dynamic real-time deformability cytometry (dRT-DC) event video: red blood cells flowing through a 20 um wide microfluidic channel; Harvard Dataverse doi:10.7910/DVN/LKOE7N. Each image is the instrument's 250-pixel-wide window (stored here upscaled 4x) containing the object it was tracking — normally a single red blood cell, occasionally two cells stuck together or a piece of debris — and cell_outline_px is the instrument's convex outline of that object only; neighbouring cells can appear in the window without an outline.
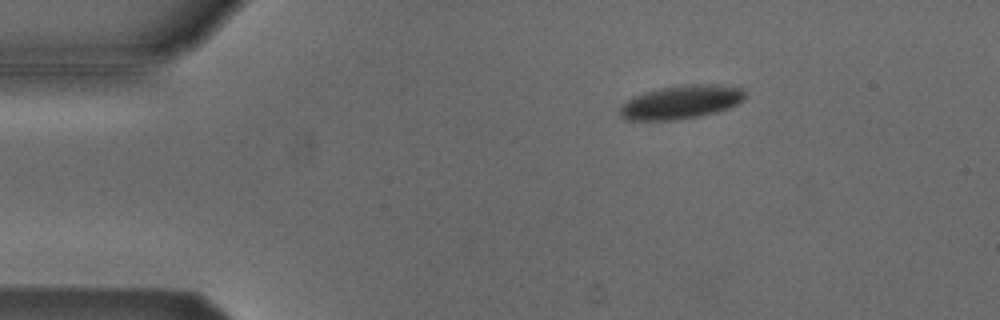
{"species": "Egyptian fruit bat (a non-hibernating species)", "species_latin": "Rousettus aegyptiacus", "temperature_condition": "cold", "stored_images_in_passage": 5, "camera_frame_rate_fps": 3000, "um_per_image_px": 0.085, "animal": {"sex": "male"}, "frame": {"image": 1, "passage_image": 3, "time_ms": 0.667, "image_size_px": [1000, 320], "cell_outline_px": [[744, 100], [728, 108], [716, 112], [700, 116], [676, 120], [624, 120], [620, 116], [620, 108], [632, 96], [644, 92], [660, 88], [688, 84], [720, 84], [740, 88], [744, 92]], "centroid_in_image_um": [57.88, 8.68], "position_along_channel_um": 27.1, "area_um2": 24.45}}